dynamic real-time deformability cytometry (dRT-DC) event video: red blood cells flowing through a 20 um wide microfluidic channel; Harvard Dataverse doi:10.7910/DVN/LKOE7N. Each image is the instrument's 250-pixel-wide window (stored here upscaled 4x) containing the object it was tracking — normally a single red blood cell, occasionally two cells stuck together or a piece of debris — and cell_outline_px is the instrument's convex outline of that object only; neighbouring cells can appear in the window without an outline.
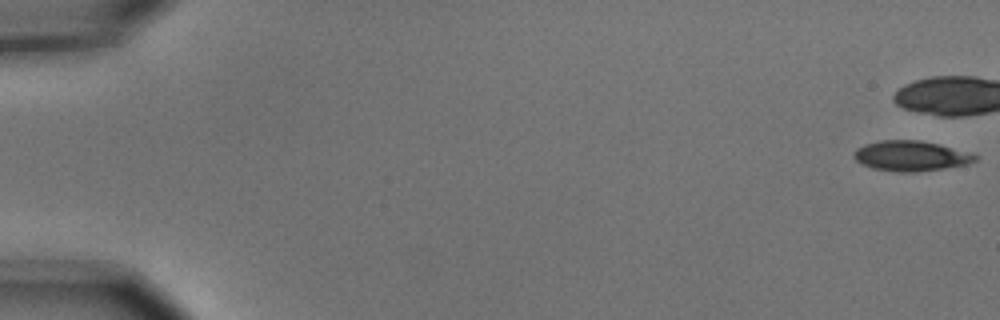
{"species": "common noctule bat (a hibernating species)", "species_latin": "Nyctalus noctula", "temperature_condition": "cold", "stored_images_in_passage": 5, "camera_frame_rate_fps": 3000, "um_per_image_px": 0.085, "animal": {"sex": "male", "body_mass_g": 15.6}, "frame": {"image": 1, "passage_image": 1, "time_ms": 0.0, "image_size_px": [1000, 320], "cell_outline_px": [[976, 160], [968, 164], [944, 168], [916, 172], [896, 172], [872, 168], [860, 164], [852, 156], [856, 148], [864, 144], [880, 140], [920, 140], [940, 144], [976, 156]], "centroid_in_image_um": [77.34, 13.25], "position_along_channel_um": 7.7, "area_um2": 21.27}}